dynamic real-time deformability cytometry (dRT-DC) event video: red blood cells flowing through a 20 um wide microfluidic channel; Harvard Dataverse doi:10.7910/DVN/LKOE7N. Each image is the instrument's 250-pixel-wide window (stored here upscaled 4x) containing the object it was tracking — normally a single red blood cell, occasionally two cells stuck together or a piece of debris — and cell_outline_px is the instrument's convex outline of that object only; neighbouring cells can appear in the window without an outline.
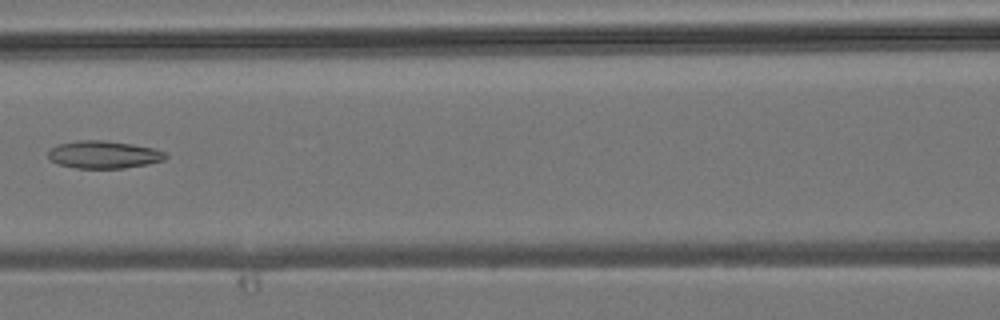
{"species": "common noctule bat (a hibernating species)", "species_latin": "Nyctalus noctula", "temperature_condition": "room temperature", "stored_images_in_passage": 6, "camera_frame_rate_fps": 3000, "um_per_image_px": 0.085, "animal": {"sex": "male", "body_mass_g": 19.2, "forearm_length_mm": 51.8}, "frame": {"image": 1, "passage_image": 6, "time_ms": 6.667, "image_size_px": [1000, 320], "cell_outline_px": [[168, 156], [164, 160], [148, 164], [124, 168], [76, 168], [60, 164], [52, 160], [48, 156], [48, 152], [52, 148], [60, 144], [76, 140], [104, 140], [132, 144], [152, 148], [164, 152]], "centroid_in_image_um": [8.84, 13.14], "position_along_channel_um": 157.8, "area_um2": 18.67}}